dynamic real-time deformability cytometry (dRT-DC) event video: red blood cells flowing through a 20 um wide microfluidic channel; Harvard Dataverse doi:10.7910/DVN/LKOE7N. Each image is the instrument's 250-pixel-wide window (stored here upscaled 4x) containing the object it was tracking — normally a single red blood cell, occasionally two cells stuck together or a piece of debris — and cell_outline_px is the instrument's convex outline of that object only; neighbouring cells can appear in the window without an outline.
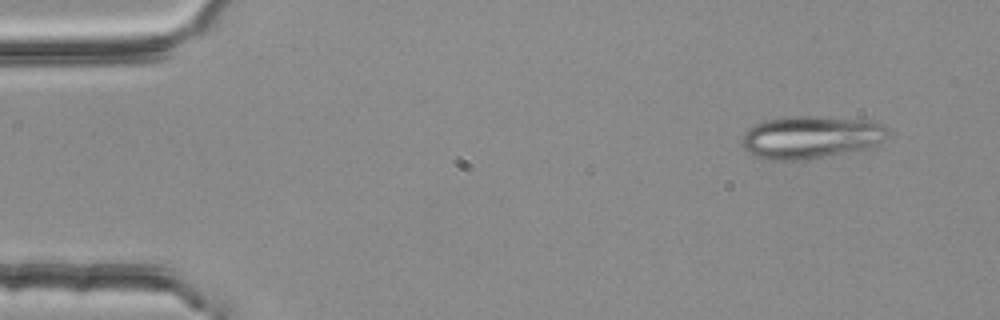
{"species": "common noctule bat (a hibernating species)", "species_latin": "Nyctalus noctula", "temperature_condition": "room temperature", "stored_images_in_passage": 5, "camera_frame_rate_fps": 3000, "um_per_image_px": 0.085, "animal": {"sex": "female", "body_mass_g": 25.1}, "frame": {"image": 1, "passage_image": 1, "time_ms": 0.0, "image_size_px": [1000, 320], "cell_outline_px": [[888, 132], [884, 140], [872, 148], [804, 160], [764, 160], [748, 152], [740, 144], [748, 128], [764, 120], [788, 116], [820, 116], [872, 120], [888, 128]], "centroid_in_image_um": [68.94, 11.66], "position_along_channel_um": 16.1, "area_um2": 36.76}}